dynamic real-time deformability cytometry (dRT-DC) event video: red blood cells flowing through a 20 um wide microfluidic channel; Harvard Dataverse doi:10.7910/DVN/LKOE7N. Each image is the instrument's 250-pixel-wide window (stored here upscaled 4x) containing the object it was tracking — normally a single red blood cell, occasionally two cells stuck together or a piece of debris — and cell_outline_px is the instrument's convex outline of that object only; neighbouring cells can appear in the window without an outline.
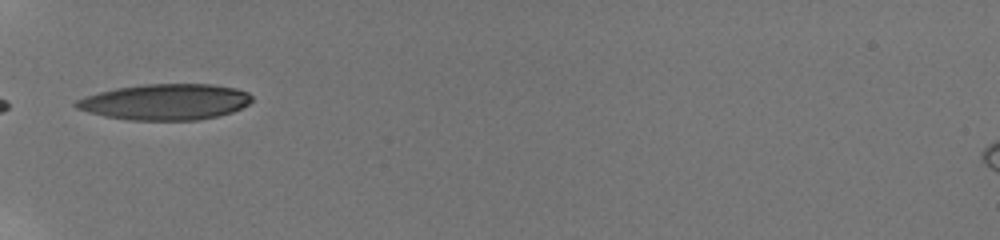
{"species": "human", "species_latin": "Homo sapiens", "temperature_condition": "room temperature", "stored_images_in_passage": 4, "camera_frame_rate_fps": 3000, "um_per_image_px": 0.085, "donor": {"sex": "male"}, "frame": {"image": 1, "passage_image": 1, "time_ms": 0.0, "image_size_px": [1000, 240], "cell_outline_px": [[252, 100], [248, 104], [232, 112], [216, 116], [196, 120], [128, 120], [104, 116], [88, 112], [76, 108], [72, 104], [76, 100], [100, 92], [116, 88], [144, 84], [212, 84], [236, 88], [248, 92], [252, 96]], "centroid_in_image_um": [14.05, 8.66], "position_along_channel_um": 70.9, "area_um2": 36.76}}